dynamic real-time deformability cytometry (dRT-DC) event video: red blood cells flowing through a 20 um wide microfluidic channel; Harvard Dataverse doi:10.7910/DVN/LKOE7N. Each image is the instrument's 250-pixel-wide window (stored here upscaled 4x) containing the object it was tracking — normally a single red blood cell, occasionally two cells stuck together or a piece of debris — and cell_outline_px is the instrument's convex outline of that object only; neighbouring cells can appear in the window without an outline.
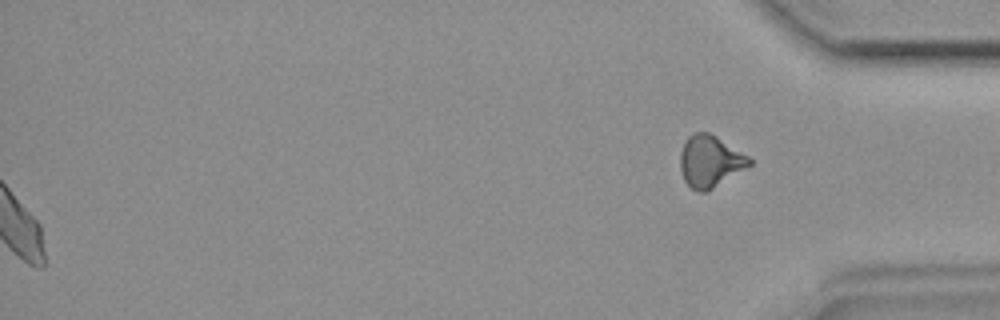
{"species": "common noctule bat (a hibernating species)", "species_latin": "Nyctalus noctula", "temperature_condition": "room temperature", "stored_images_in_passage": 48, "segment_of_instrument_passage": [2, 2], "camera_frame_rate_fps": 3000, "um_per_image_px": 0.085, "animal": {"sex": "female", "body_mass_g": 19.9}, "frame": {"image": 1, "passage_image": 48, "time_ms": 15.667, "image_size_px": [1000, 320], "cell_outline_px": [[752, 164], [708, 192], [700, 192], [692, 188], [684, 180], [680, 172], [680, 152], [684, 140], [688, 136], [696, 132], [708, 132], [716, 136], [748, 156], [752, 160]], "centroid_in_image_um": [60.33, 13.72], "position_along_channel_um": 374.9, "area_um2": 20.92}}